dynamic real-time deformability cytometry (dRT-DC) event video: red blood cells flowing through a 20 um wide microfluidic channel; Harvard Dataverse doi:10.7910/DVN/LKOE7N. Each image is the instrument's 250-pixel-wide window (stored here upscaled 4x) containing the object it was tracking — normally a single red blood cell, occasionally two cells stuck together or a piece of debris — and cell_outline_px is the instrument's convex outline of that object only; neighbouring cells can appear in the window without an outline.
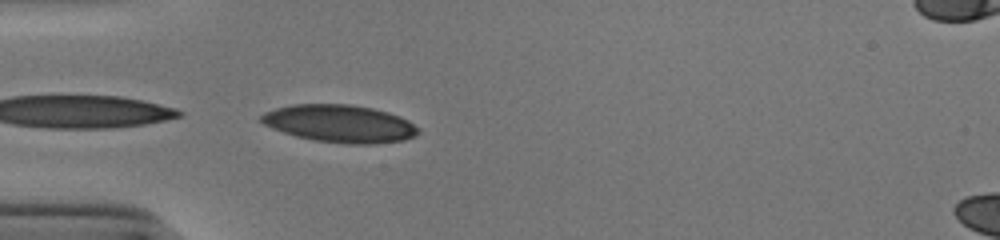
{"species": "human", "species_latin": "Homo sapiens", "temperature_condition": "cold", "stored_images_in_passage": 37, "camera_frame_rate_fps": 3000, "um_per_image_px": 0.085, "donor": {"sex": "male"}, "frame": {"image": 1, "passage_image": 1, "time_ms": 0.0, "image_size_px": [1000, 240], "cell_outline_px": [[420, 132], [416, 136], [404, 140], [376, 144], [348, 144], [312, 140], [296, 136], [272, 128], [264, 124], [260, 120], [260, 116], [264, 112], [276, 108], [292, 104], [348, 104], [372, 108], [388, 112], [400, 116], [408, 120], [420, 128]], "centroid_in_image_um": [28.91, 10.51], "position_along_channel_um": 56.1, "area_um2": 34.56}}
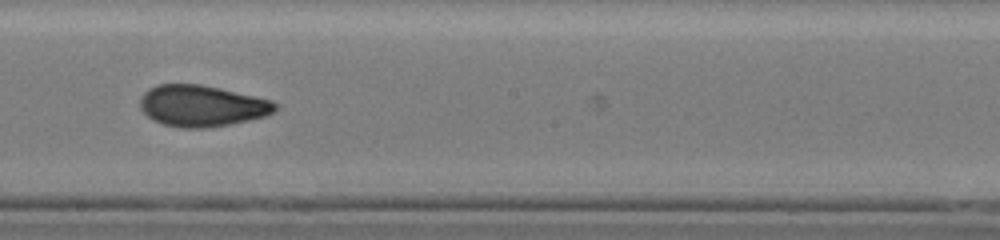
{"frame": {"image": 2, "passage_image": 15, "time_ms": 4.667, "image_size_px": [1000, 240], "cell_outline_px": [[276, 108], [272, 112], [264, 116], [248, 120], [208, 128], [184, 128], [164, 124], [152, 120], [140, 108], [140, 96], [148, 88], [156, 84], [200, 84], [220, 88], [272, 100], [276, 104]], "centroid_in_image_um": [17.11, 8.99], "position_along_channel_um": 231.1, "area_um2": 32.43}}
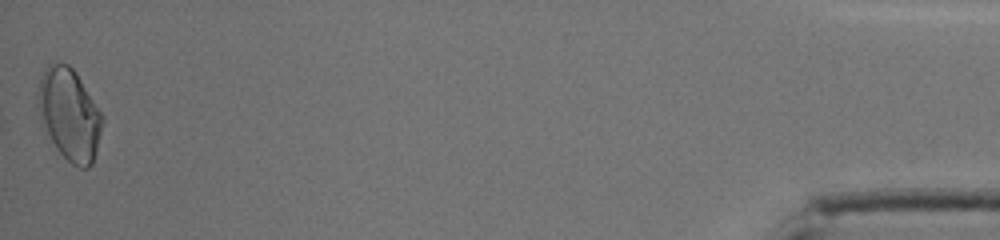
{"frame": {"image": 3, "passage_image": 37, "time_ms": 12.0, "image_size_px": [1000, 240], "cell_outline_px": [[104, 120], [96, 152], [92, 164], [88, 168], [80, 168], [72, 164], [56, 148], [40, 124], [36, 104], [36, 92], [44, 68], [48, 64], [68, 64], [76, 72], [104, 116]], "centroid_in_image_um": [5.87, 9.72], "position_along_channel_um": 429.3, "area_um2": 34.85}, "authors_computed_cell_mechanics": {"area_um2": 32.079, "velocity_mm_per_s": 3.9231, "shape_relaxation_time_tau1_ms": 8.9943, "shape_relaxation_time_tau2_ms": 1.6425, "deformation_change_tau1": 0.2222, "deformation_change_tau2": 0.0669}}